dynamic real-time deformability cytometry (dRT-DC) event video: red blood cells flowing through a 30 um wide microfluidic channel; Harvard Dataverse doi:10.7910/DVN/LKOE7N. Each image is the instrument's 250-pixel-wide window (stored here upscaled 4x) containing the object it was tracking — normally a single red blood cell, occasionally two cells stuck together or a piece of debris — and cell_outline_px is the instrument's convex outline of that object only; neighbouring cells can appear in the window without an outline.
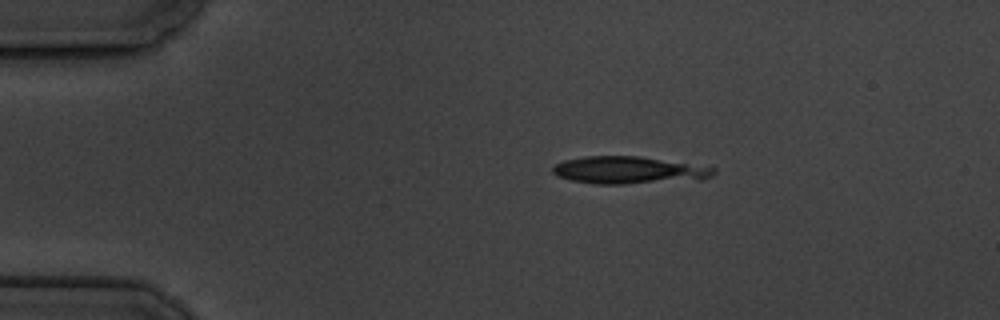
{"species": "common noctule bat (a hibernating species)", "species_latin": "Nyctalus noctula", "temperature_condition": "cold", "stored_images_in_passage": 3, "camera_frame_rate_fps": 3000, "um_per_image_px": 0.085, "animal": {"sex": "male", "body_mass_g": 19.5, "forearm_length_mm": 54.6}, "frame": {"image": 1, "passage_image": 1, "time_ms": 0.0, "image_size_px": [1000, 320], "cell_outline_px": [[716, 172], [712, 176], [704, 180], [624, 184], [596, 184], [572, 180], [556, 176], [552, 172], [552, 168], [556, 164], [564, 160], [584, 156], [640, 156], [716, 168]], "centroid_in_image_um": [53.47, 14.47], "position_along_channel_um": 31.5, "area_um2": 25.84}}